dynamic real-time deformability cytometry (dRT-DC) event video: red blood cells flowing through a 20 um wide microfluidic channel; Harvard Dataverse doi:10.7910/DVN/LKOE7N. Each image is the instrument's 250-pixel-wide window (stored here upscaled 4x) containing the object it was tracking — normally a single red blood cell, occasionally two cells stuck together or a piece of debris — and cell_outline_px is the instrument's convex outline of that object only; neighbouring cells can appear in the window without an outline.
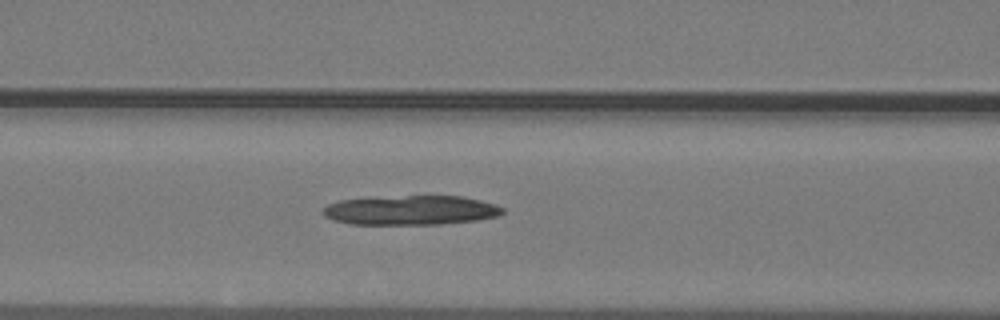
{"species": "common noctule bat (a hibernating species)", "species_latin": "Nyctalus noctula", "temperature_condition": "warm", "stored_images_in_passage": 28, "camera_frame_rate_fps": 3000, "um_per_image_px": 0.085, "animal": {"sex": "male", "body_mass_g": 19.2, "forearm_length_mm": 51.8}, "frame": {"image": 1, "passage_image": 6, "time_ms": 1.667, "image_size_px": [1000, 320], "cell_outline_px": [[504, 212], [500, 216], [476, 220], [440, 224], [352, 224], [332, 220], [324, 216], [324, 208], [328, 204], [340, 200], [408, 196], [464, 196], [496, 204], [504, 208]], "centroid_in_image_um": [34.98, 17.87], "position_along_channel_um": 131.6, "area_um2": 30.63}}
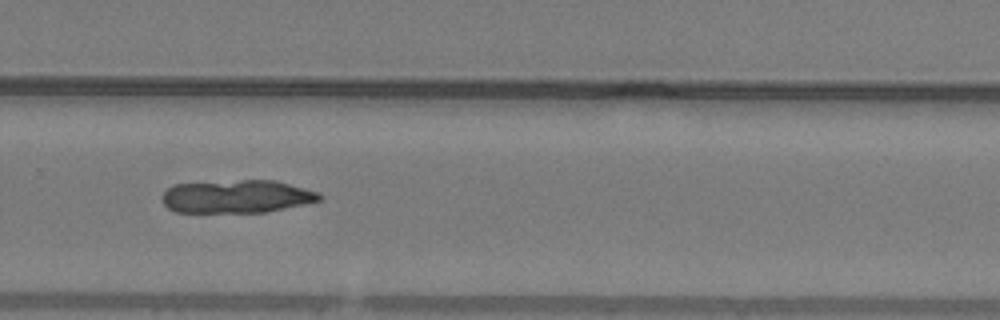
{"frame": {"image": 2, "passage_image": 18, "time_ms": 5.667, "image_size_px": [1000, 320], "cell_outline_px": [[324, 200], [264, 212], [176, 212], [168, 208], [160, 200], [160, 196], [172, 184], [240, 180], [276, 180], [320, 192], [324, 196]], "centroid_in_image_um": [20.14, 16.69], "position_along_channel_um": 309.7, "area_um2": 30.58}}